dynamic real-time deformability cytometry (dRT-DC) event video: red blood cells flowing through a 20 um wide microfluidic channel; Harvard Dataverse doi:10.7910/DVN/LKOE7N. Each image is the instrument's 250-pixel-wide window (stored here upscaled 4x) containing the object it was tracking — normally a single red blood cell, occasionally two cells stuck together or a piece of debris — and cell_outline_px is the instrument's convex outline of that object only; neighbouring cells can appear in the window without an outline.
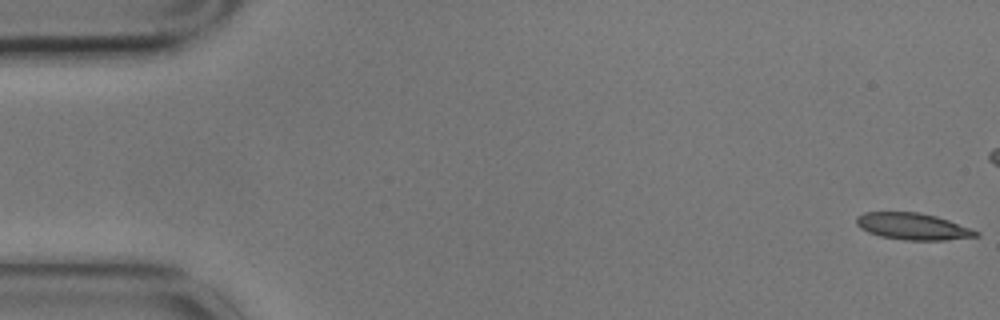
{"species": "common noctule bat (a hibernating species)", "species_latin": "Nyctalus noctula", "temperature_condition": "cold", "stored_images_in_passage": 5, "camera_frame_rate_fps": 3000, "um_per_image_px": 0.085, "animal": {"sex": "male", "body_mass_g": 17.9}, "frame": {"image": 1, "passage_image": 1, "time_ms": 0.0, "image_size_px": [1000, 320], "cell_outline_px": [[980, 236], [944, 240], [904, 240], [880, 236], [868, 232], [860, 228], [856, 224], [856, 216], [864, 212], [920, 212], [936, 216], [972, 228], [980, 232]], "centroid_in_image_um": [77.59, 19.24], "position_along_channel_um": 7.4, "area_um2": 18.73}}